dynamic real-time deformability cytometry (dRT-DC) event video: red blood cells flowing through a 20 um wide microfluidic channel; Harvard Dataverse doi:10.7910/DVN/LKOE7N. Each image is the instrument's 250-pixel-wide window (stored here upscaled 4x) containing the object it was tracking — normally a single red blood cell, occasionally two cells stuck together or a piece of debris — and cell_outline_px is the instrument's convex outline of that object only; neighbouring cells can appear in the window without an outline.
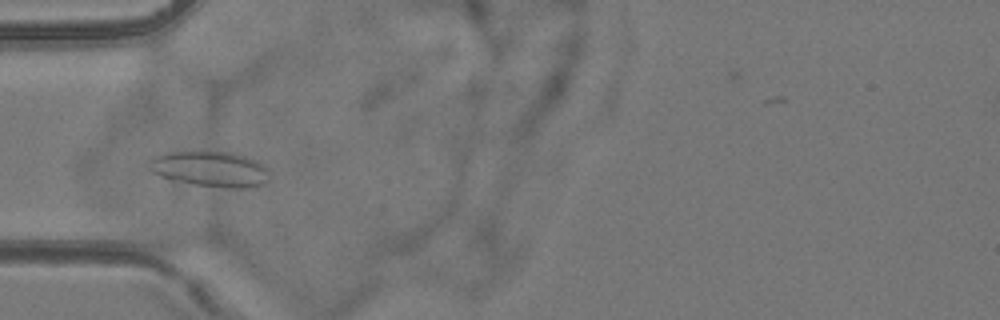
{"species": "common noctule bat (a hibernating species)", "species_latin": "Nyctalus noctula", "temperature_condition": "room temperature", "stored_images_in_passage": 7, "camera_frame_rate_fps": 3000, "um_per_image_px": 0.085, "animal": {"sex": "female", "body_mass_g": 24.6, "forearm_length_mm": 56.2}, "frame": {"image": 1, "passage_image": 4, "time_ms": 4.333, "image_size_px": [1000, 320], "cell_outline_px": [[268, 180], [264, 184], [244, 188], [224, 188], [192, 184], [172, 180], [160, 176], [152, 172], [152, 160], [156, 156], [168, 152], [232, 152], [256, 160], [264, 168]], "centroid_in_image_um": [17.88, 14.38], "position_along_channel_um": 67.1, "area_um2": 24.33}}
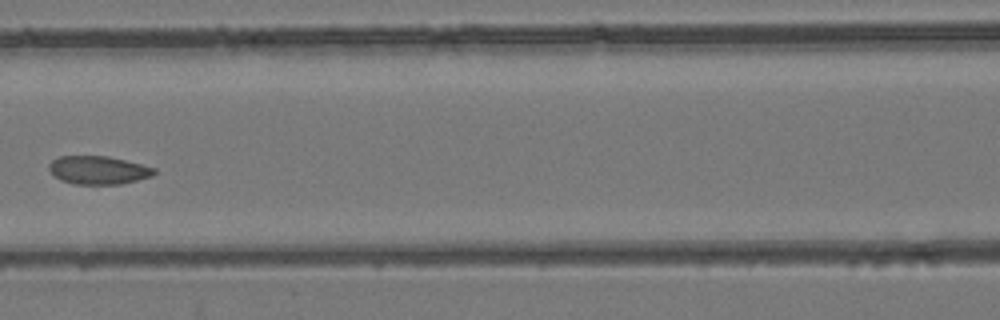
{"frame": {"image": 2, "passage_image": 6, "time_ms": 6.667, "image_size_px": [1000, 320], "cell_outline_px": [[156, 172], [152, 176], [120, 184], [72, 184], [60, 180], [48, 168], [48, 164], [52, 160], [60, 156], [108, 156], [156, 168]], "centroid_in_image_um": [8.34, 14.46], "position_along_channel_um": 158.3, "area_um2": 17.22}}
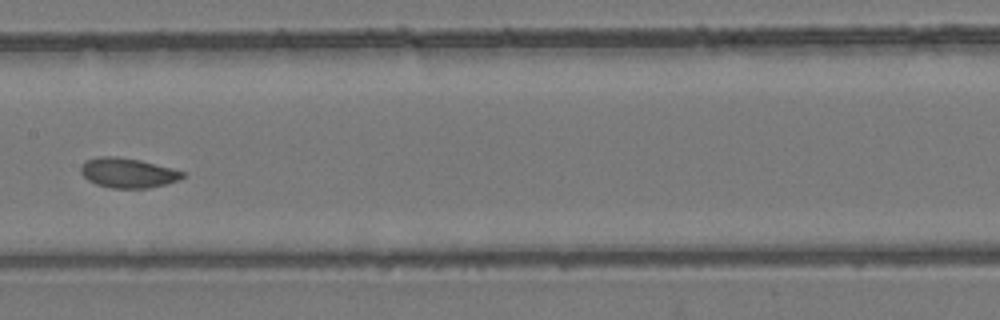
{"frame": {"image": 3, "passage_image": 7, "time_ms": 7.667, "image_size_px": [1000, 320], "cell_outline_px": [[184, 176], [180, 180], [148, 188], [112, 188], [96, 184], [88, 180], [80, 172], [80, 168], [84, 160], [96, 156], [116, 156], [140, 160], [184, 172]], "centroid_in_image_um": [10.81, 14.68], "position_along_channel_um": 196.6, "area_um2": 17.63}}